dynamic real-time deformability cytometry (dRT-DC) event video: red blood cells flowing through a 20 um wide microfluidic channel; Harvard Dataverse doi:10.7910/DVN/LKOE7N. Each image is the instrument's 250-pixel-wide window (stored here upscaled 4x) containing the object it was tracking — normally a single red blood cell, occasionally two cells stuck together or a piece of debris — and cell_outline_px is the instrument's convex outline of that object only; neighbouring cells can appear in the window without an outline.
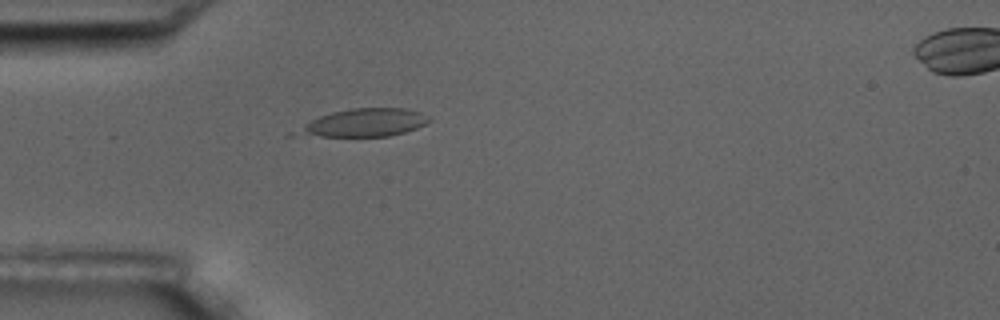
{"species": "common noctule bat (a hibernating species)", "species_latin": "Nyctalus noctula", "temperature_condition": "room temperature", "stored_images_in_passage": 6, "segment_of_instrument_passage": [1, 2], "camera_frame_rate_fps": 3000, "um_per_image_px": 0.085, "animal": {"sex": "male", "body_mass_g": 17.5, "forearm_length_mm": 52.3}, "frame": {"image": 1, "passage_image": 5, "time_ms": 4.333, "image_size_px": [1000, 320], "cell_outline_px": [[432, 120], [416, 128], [404, 132], [388, 136], [284, 136], [288, 132], [320, 116], [332, 112], [352, 108], [404, 108], [420, 112]], "centroid_in_image_um": [30.81, 10.45], "position_along_channel_um": 54.2, "area_um2": 21.62}}